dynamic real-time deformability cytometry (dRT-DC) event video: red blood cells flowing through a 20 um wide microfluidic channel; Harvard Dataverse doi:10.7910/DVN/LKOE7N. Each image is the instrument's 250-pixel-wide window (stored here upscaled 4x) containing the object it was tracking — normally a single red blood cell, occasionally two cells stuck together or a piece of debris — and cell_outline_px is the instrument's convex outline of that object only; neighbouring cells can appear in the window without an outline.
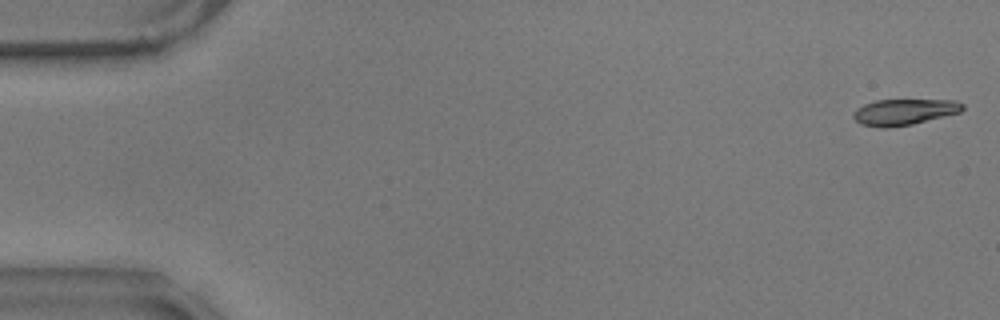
{"species": "common noctule bat (a hibernating species)", "species_latin": "Nyctalus noctula", "temperature_condition": "warm", "stored_images_in_passage": 58, "camera_frame_rate_fps": 3000, "um_per_image_px": 0.085, "animal": {"sex": "male", "body_mass_g": 17.9}, "frame": {"image": 1, "passage_image": 2, "time_ms": 0.333, "image_size_px": [1000, 320], "cell_outline_px": [[964, 108], [960, 112], [912, 124], [888, 128], [880, 128], [860, 124], [852, 116], [856, 108], [864, 104], [876, 100], [956, 100], [964, 104]], "centroid_in_image_um": [76.83, 9.52], "position_along_channel_um": 8.2, "area_um2": 16.59}}
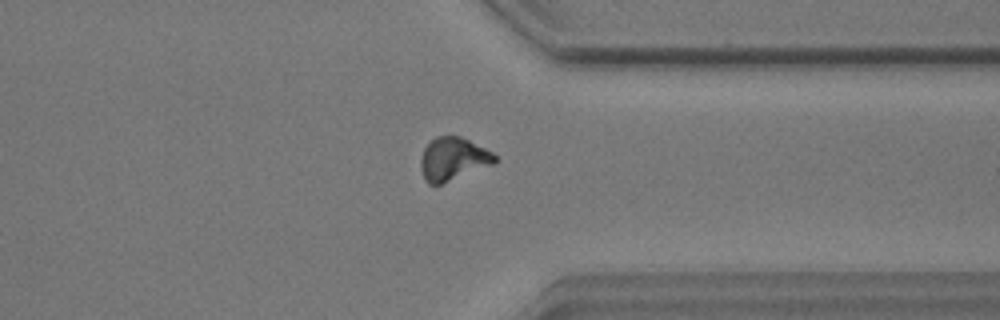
{"frame": {"image": 2, "passage_image": 45, "time_ms": 14.667, "image_size_px": [1000, 320], "cell_outline_px": [[496, 160], [492, 164], [440, 184], [428, 184], [420, 168], [420, 160], [424, 148], [436, 136], [460, 136], [492, 152], [496, 156]], "centroid_in_image_um": [38.48, 13.5], "position_along_channel_um": 372.9, "area_um2": 18.09}}
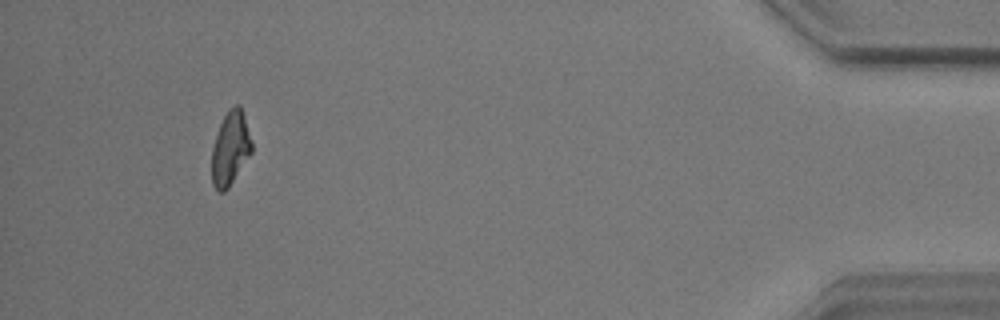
{"frame": {"image": 3, "passage_image": 54, "time_ms": 17.667, "image_size_px": [1000, 320], "cell_outline_px": [[252, 152], [228, 188], [224, 192], [220, 192], [212, 184], [212, 148], [220, 124], [224, 116], [236, 104], [240, 104], [252, 140]], "centroid_in_image_um": [19.59, 12.63], "position_along_channel_um": 415.6, "area_um2": 16.94}, "authors_computed_cell_mechanics": {"area_um2": 17.8891, "velocity_mm_per_s": 3.5431, "shape_relaxation_time_tau1_ms": 4.7258, "shape_relaxation_time_tau2_ms": 3.3427, "deformation_change_tau1": 0.1679, "deformation_change_tau2": 0.085}}